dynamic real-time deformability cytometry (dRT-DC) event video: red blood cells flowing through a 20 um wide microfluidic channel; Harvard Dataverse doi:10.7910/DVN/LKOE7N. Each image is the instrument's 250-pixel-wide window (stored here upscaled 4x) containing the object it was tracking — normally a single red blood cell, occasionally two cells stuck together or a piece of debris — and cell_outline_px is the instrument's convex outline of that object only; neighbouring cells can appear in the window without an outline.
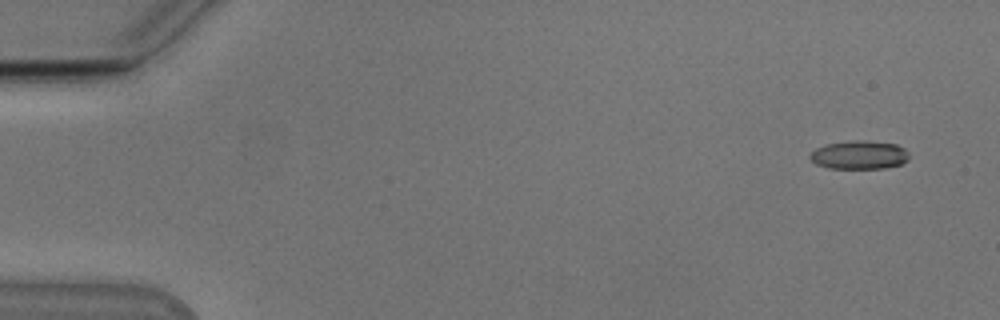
{"species": "Egyptian fruit bat (a non-hibernating species)", "species_latin": "Rousettus aegyptiacus", "temperature_condition": "cold", "stored_images_in_passage": 52, "camera_frame_rate_fps": 3000, "um_per_image_px": 0.085, "animal": {"sex": "male"}, "frame": {"image": 1, "passage_image": 1, "time_ms": 0.0, "image_size_px": [1000, 320], "cell_outline_px": [[908, 160], [900, 164], [884, 168], [828, 168], [816, 164], [808, 156], [816, 148], [824, 144], [852, 140], [860, 140], [896, 144], [904, 148], [908, 152]], "centroid_in_image_um": [73.02, 13.16], "position_along_channel_um": 12.0, "area_um2": 16.42}}
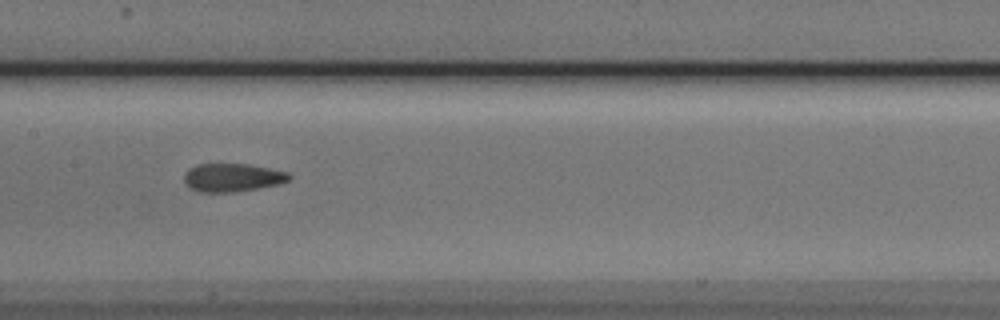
{"frame": {"image": 2, "passage_image": 25, "time_ms": 8.0, "image_size_px": [1000, 320], "cell_outline_px": [[292, 176], [288, 180], [280, 184], [232, 192], [200, 192], [188, 188], [184, 184], [184, 172], [188, 168], [196, 164], [248, 164], [288, 172]], "centroid_in_image_um": [19.69, 15.09], "position_along_channel_um": 187.7, "area_um2": 17.4}}
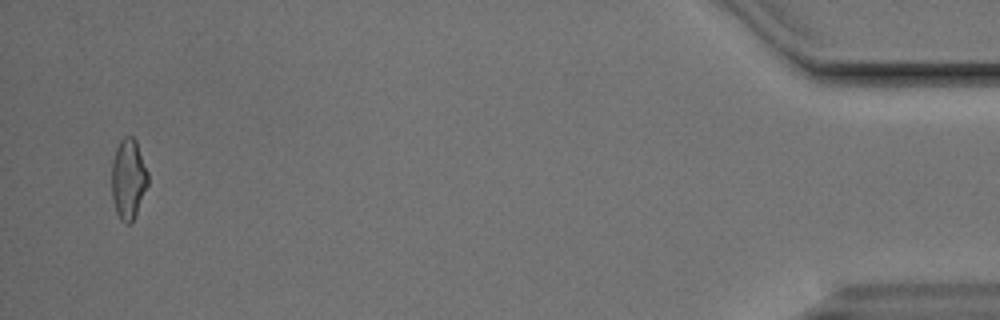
{"frame": {"image": 3, "passage_image": 50, "time_ms": 16.333, "image_size_px": [1000, 320], "cell_outline_px": [[148, 184], [132, 224], [124, 224], [120, 220], [116, 212], [112, 200], [112, 160], [116, 148], [120, 140], [124, 136], [132, 136], [136, 140], [148, 172]], "centroid_in_image_um": [10.9, 15.23], "position_along_channel_um": 424.3, "area_um2": 17.17}, "authors_computed_cell_mechanics": {"area_um2": 17.051, "velocity_mm_per_s": 3.8411, "shape_relaxation_time_tau1_ms": null, "shape_relaxation_time_tau2_ms": 1.8262, "deformation_change_tau1": null, "deformation_change_tau2": 0.0965}}